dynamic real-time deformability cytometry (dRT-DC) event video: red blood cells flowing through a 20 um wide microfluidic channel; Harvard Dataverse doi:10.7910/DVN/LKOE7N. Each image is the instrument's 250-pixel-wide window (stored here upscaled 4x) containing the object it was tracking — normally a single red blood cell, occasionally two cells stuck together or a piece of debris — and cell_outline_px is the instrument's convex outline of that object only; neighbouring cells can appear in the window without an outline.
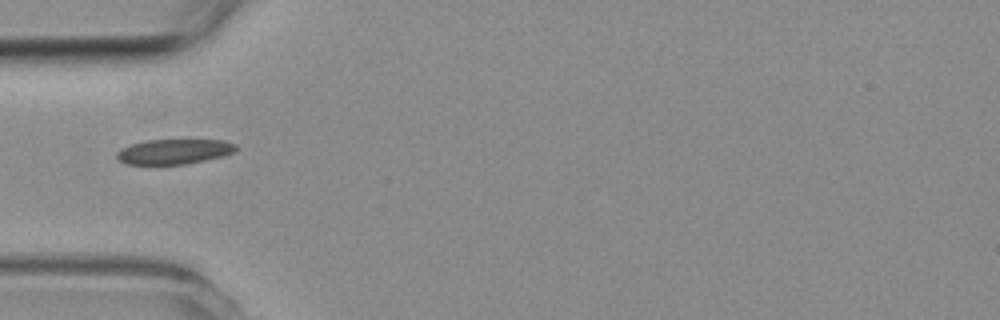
{"species": "common noctule bat (a hibernating species)", "species_latin": "Nyctalus noctula", "temperature_condition": "room temperature", "stored_images_in_passage": 2, "camera_frame_rate_fps": 3000, "um_per_image_px": 0.085, "animal": {"sex": "female", "body_mass_g": 19.3, "forearm_length_mm": 54.1}, "frame": {"image": 1, "passage_image": 2, "time_ms": 1.333, "image_size_px": [1000, 320], "cell_outline_px": [[240, 148], [224, 156], [188, 164], [124, 164], [116, 156], [116, 152], [120, 148], [132, 144], [148, 140], [224, 140], [236, 144]], "centroid_in_image_um": [14.82, 12.88], "position_along_channel_um": 70.2, "area_um2": 17.46}}